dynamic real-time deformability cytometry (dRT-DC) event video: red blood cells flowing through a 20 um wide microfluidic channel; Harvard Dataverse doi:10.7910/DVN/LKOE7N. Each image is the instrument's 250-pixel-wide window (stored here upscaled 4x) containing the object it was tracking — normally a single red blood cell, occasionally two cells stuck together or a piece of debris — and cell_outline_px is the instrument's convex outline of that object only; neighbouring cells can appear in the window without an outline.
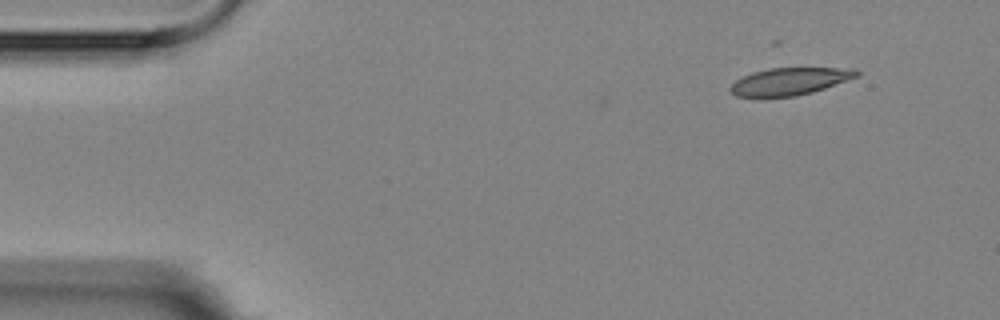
{"species": "Egyptian fruit bat (a non-hibernating species)", "species_latin": "Rousettus aegyptiacus", "temperature_condition": "room temperature", "stored_images_in_passage": 2, "camera_frame_rate_fps": 3000, "um_per_image_px": 0.085, "animal": {"sex": "female"}, "frame": {"image": 1, "passage_image": 2, "time_ms": 1.333, "image_size_px": [1000, 320], "cell_outline_px": [[860, 76], [812, 92], [796, 96], [736, 96], [728, 88], [736, 80], [752, 72], [768, 68], [856, 68], [860, 72]], "centroid_in_image_um": [67.17, 6.9], "position_along_channel_um": 17.8, "area_um2": 19.94}}